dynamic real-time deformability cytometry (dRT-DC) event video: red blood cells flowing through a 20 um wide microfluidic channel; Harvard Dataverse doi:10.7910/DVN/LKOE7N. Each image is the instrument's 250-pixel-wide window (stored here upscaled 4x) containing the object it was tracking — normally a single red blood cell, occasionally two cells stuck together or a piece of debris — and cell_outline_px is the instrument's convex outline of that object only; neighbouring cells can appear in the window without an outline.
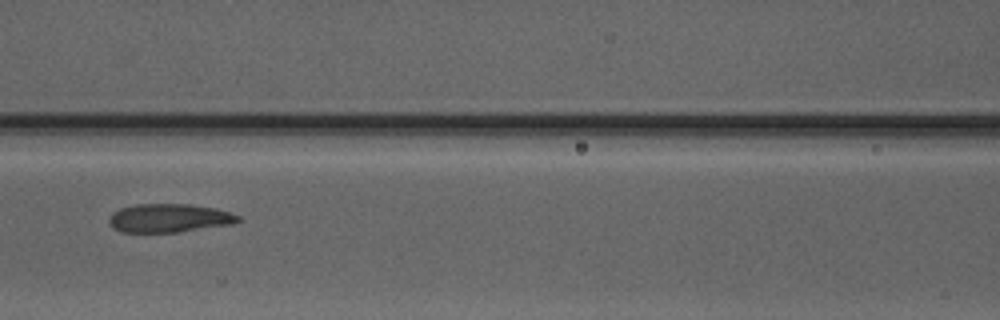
{"species": "Egyptian fruit bat (a non-hibernating species)", "species_latin": "Rousettus aegyptiacus", "temperature_condition": "warm", "stored_images_in_passage": 7, "camera_frame_rate_fps": 3000, "um_per_image_px": 0.085, "animal": {"sex": "male"}, "frame": {"image": 1, "passage_image": 7, "time_ms": 8.0, "image_size_px": [1000, 320], "cell_outline_px": [[244, 220], [232, 224], [180, 232], [120, 232], [112, 228], [108, 220], [112, 212], [120, 208], [136, 204], [188, 204], [216, 208], [240, 216]], "centroid_in_image_um": [14.38, 18.54], "position_along_channel_um": 152.2, "area_um2": 21.68}}